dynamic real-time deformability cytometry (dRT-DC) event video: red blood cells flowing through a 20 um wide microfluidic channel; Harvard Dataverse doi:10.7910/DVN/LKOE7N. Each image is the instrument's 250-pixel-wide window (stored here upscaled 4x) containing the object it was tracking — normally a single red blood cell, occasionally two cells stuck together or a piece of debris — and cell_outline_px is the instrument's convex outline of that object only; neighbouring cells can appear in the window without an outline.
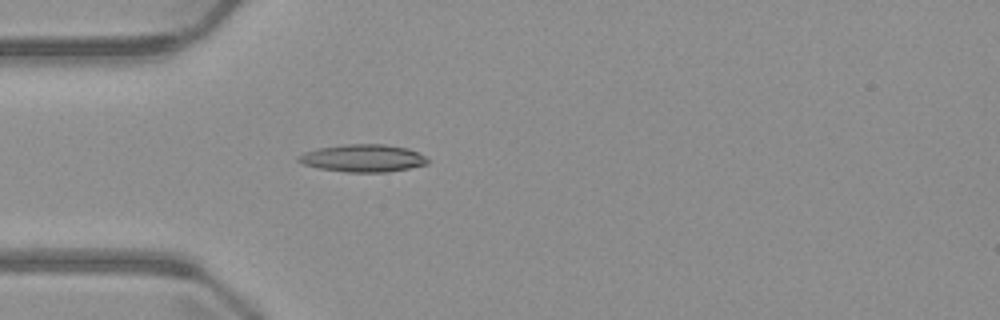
{"species": "common noctule bat (a hibernating species)", "species_latin": "Nyctalus noctula", "temperature_condition": "warm", "stored_images_in_passage": 4, "camera_frame_rate_fps": 3000, "um_per_image_px": 0.085, "animal": {"sex": "male", "body_mass_g": 23.1, "forearm_length_mm": 52.7}, "frame": {"image": 1, "passage_image": 4, "time_ms": 3.667, "image_size_px": [1000, 320], "cell_outline_px": [[428, 164], [388, 172], [344, 172], [320, 168], [304, 164], [296, 160], [304, 152], [316, 148], [348, 144], [384, 144], [408, 148], [424, 156], [428, 160]], "centroid_in_image_um": [30.85, 13.44], "position_along_channel_um": 54.2, "area_um2": 20.58}}